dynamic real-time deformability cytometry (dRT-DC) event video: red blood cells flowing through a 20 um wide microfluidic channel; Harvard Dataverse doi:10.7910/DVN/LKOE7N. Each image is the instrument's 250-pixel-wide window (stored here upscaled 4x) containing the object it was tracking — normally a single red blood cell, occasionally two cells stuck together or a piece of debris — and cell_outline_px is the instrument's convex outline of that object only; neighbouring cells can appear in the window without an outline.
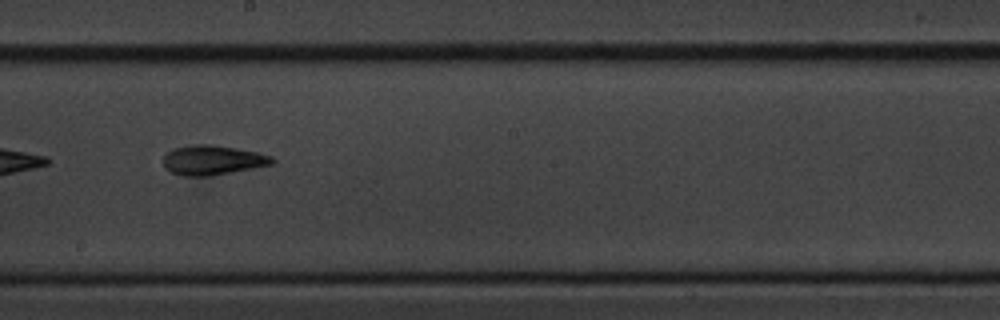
{"species": "common noctule bat (a hibernating species)", "species_latin": "Nyctalus noctula", "temperature_condition": "cold", "stored_images_in_passage": 8, "camera_frame_rate_fps": 3000, "um_per_image_px": 0.085, "animal": {"sex": "male", "body_mass_g": 20.1, "forearm_length_mm": 53.5}, "frame": {"image": 1, "passage_image": 6, "time_ms": 6.0, "image_size_px": [1000, 320], "cell_outline_px": [[276, 160], [272, 164], [212, 176], [184, 176], [172, 172], [164, 168], [164, 156], [172, 148], [192, 144], [212, 144], [236, 148], [256, 152], [272, 156]], "centroid_in_image_um": [18.06, 13.6], "position_along_channel_um": 230.1, "area_um2": 18.84}}
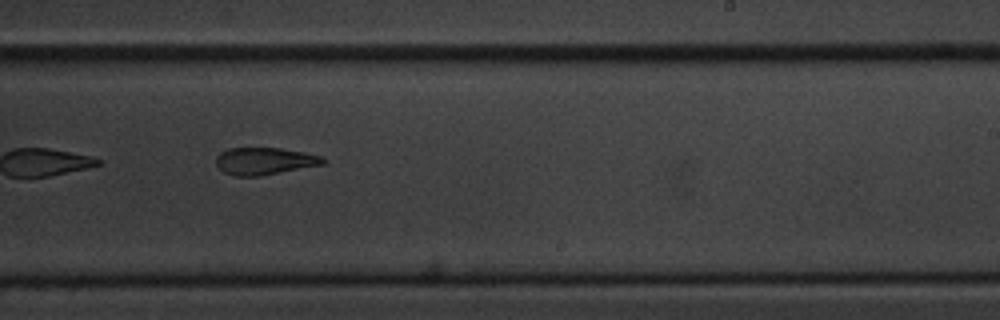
{"frame": {"image": 2, "passage_image": 7, "time_ms": 7.0, "image_size_px": [1000, 320], "cell_outline_px": [[328, 160], [324, 164], [260, 176], [236, 176], [224, 172], [216, 164], [216, 156], [220, 152], [228, 148], [280, 148], [304, 152], [320, 156]], "centroid_in_image_um": [22.48, 13.69], "position_along_channel_um": 266.5, "area_um2": 16.94}}